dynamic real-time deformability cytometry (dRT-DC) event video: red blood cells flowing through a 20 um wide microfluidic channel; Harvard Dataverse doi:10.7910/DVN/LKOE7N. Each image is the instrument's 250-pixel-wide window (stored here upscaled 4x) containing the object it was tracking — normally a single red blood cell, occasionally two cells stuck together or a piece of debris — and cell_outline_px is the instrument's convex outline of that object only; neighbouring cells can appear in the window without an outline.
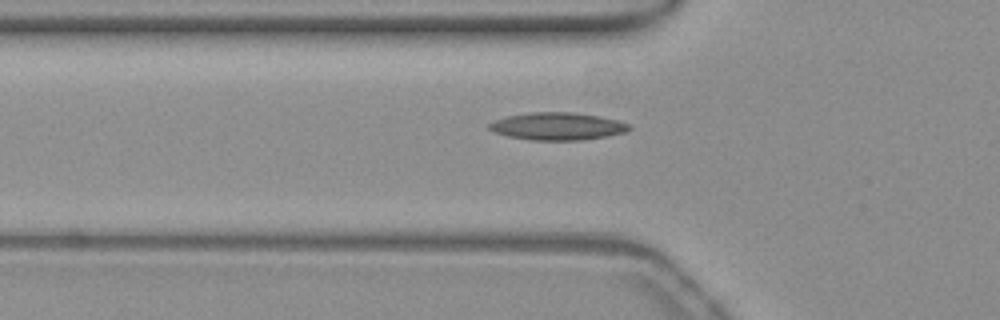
{"species": "common noctule bat (a hibernating species)", "species_latin": "Nyctalus noctula", "temperature_condition": "warm", "stored_images_in_passage": 39, "camera_frame_rate_fps": 3000, "um_per_image_px": 0.085, "animal": {"sex": "female", "body_mass_g": 19.3, "forearm_length_mm": 54.1}, "frame": {"image": 1, "passage_image": 10, "time_ms": 3.0, "image_size_px": [1000, 320], "cell_outline_px": [[632, 128], [624, 132], [608, 136], [580, 140], [532, 140], [508, 136], [496, 132], [488, 128], [488, 124], [496, 120], [508, 116], [532, 112], [572, 112], [600, 116], [620, 120], [632, 124]], "centroid_in_image_um": [47.45, 10.73], "position_along_channel_um": 78.3, "area_um2": 22.43}}
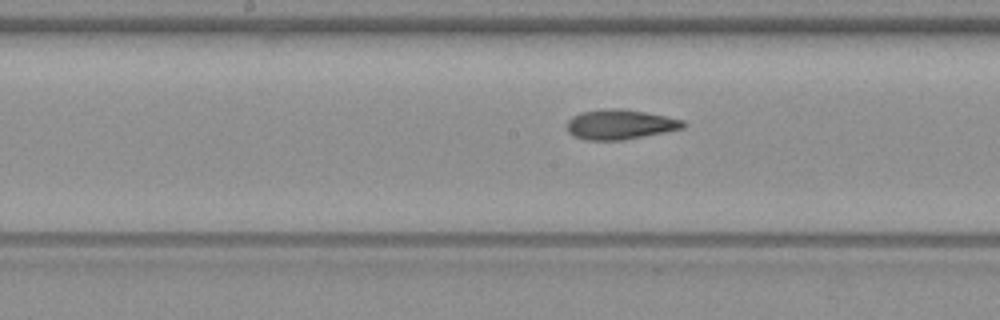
{"frame": {"image": 2, "passage_image": 19, "time_ms": 6.0, "image_size_px": [1000, 320], "cell_outline_px": [[688, 124], [684, 128], [624, 140], [584, 140], [572, 136], [568, 132], [568, 120], [572, 116], [580, 112], [604, 108], [620, 108], [644, 112], [684, 120]], "centroid_in_image_um": [52.68, 10.58], "position_along_channel_um": 195.5, "area_um2": 20.35}}
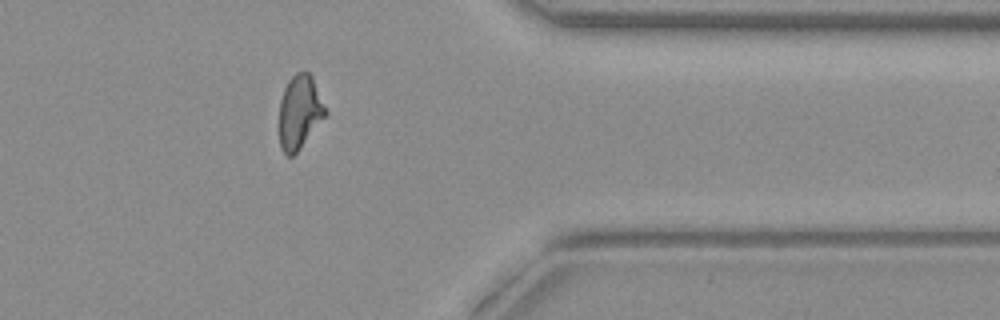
{"frame": {"image": 3, "passage_image": 35, "time_ms": 11.333, "image_size_px": [1000, 320], "cell_outline_px": [[328, 112], [296, 152], [292, 156], [284, 156], [280, 148], [280, 100], [284, 88], [288, 80], [296, 72], [308, 72], [312, 76]], "centroid_in_image_um": [25.45, 9.51], "position_along_channel_um": 385.9, "area_um2": 19.59}}